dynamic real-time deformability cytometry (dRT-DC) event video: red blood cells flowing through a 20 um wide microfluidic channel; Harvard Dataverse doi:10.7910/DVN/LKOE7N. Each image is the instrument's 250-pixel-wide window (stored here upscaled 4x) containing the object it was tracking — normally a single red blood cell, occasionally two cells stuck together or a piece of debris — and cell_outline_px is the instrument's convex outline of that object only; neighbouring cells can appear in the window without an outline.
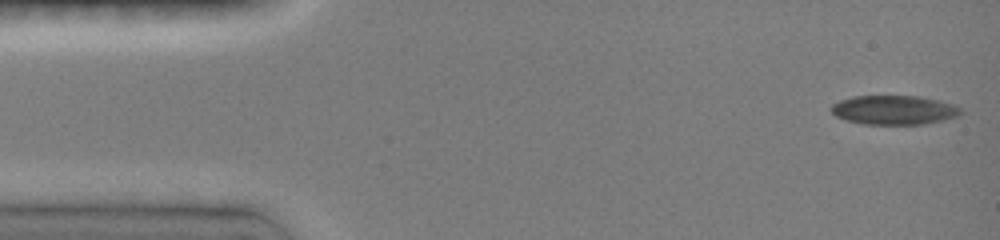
{"species": "common noctule bat (a hibernating species)", "species_latin": "Nyctalus noctula", "temperature_condition": "room temperature", "stored_images_in_passage": 4, "camera_frame_rate_fps": 3000, "um_per_image_px": 0.085, "animal": {"sex": "female", "body_mass_g": 19.0, "forearm_length_mm": 51.5}, "frame": {"image": 1, "passage_image": 1, "time_ms": 0.0, "image_size_px": [1000, 240], "cell_outline_px": [[964, 112], [960, 116], [920, 124], [864, 124], [848, 120], [836, 116], [828, 108], [832, 104], [840, 100], [852, 96], [920, 96], [940, 100], [952, 104], [960, 108]], "centroid_in_image_um": [75.99, 9.34], "position_along_channel_um": 9.0, "area_um2": 22.02}}